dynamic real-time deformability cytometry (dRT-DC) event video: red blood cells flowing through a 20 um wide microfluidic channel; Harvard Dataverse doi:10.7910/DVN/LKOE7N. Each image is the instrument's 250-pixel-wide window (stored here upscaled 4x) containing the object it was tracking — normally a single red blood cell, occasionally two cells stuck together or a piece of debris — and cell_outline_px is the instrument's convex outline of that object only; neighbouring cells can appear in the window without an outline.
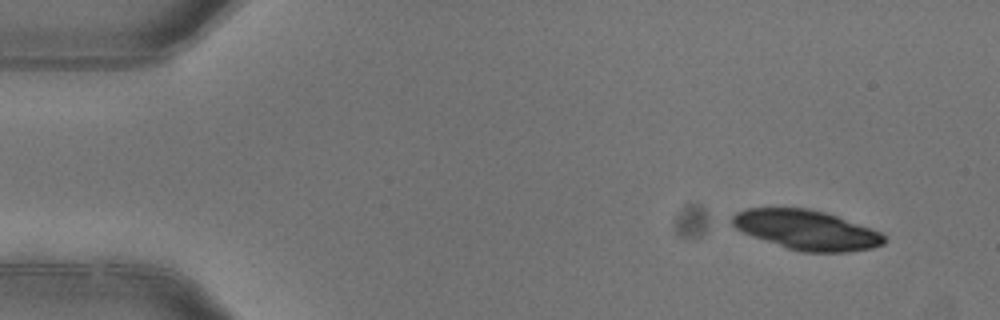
{"species": "common noctule bat (a hibernating species)", "species_latin": "Nyctalus noctula", "temperature_condition": "warm", "stored_images_in_passage": 4, "camera_frame_rate_fps": 3000, "um_per_image_px": 0.085, "animal": {"sex": "female"}, "frame": {"image": 1, "passage_image": 1, "time_ms": 0.0, "image_size_px": [1000, 320], "cell_outline_px": [[888, 240], [884, 244], [872, 248], [848, 252], [804, 252], [788, 248], [752, 236], [736, 228], [728, 220], [736, 212], [744, 208], [808, 208], [824, 212], [836, 216], [880, 232]], "centroid_in_image_um": [68.53, 19.54], "position_along_channel_um": 16.5, "area_um2": 34.91}}